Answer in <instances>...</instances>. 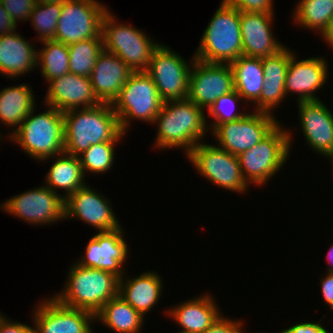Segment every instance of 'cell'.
<instances>
[{
    "instance_id": "obj_1",
    "label": "cell",
    "mask_w": 333,
    "mask_h": 333,
    "mask_svg": "<svg viewBox=\"0 0 333 333\" xmlns=\"http://www.w3.org/2000/svg\"><path fill=\"white\" fill-rule=\"evenodd\" d=\"M204 110L188 98L163 102L153 122L158 127L155 147L161 150L182 148L187 156L208 133Z\"/></svg>"
},
{
    "instance_id": "obj_2",
    "label": "cell",
    "mask_w": 333,
    "mask_h": 333,
    "mask_svg": "<svg viewBox=\"0 0 333 333\" xmlns=\"http://www.w3.org/2000/svg\"><path fill=\"white\" fill-rule=\"evenodd\" d=\"M63 119L64 152L70 155L79 156L91 145L119 142L125 136L110 103L63 112Z\"/></svg>"
},
{
    "instance_id": "obj_3",
    "label": "cell",
    "mask_w": 333,
    "mask_h": 333,
    "mask_svg": "<svg viewBox=\"0 0 333 333\" xmlns=\"http://www.w3.org/2000/svg\"><path fill=\"white\" fill-rule=\"evenodd\" d=\"M119 280L110 272L74 263L65 286L52 297L65 306L96 314L105 303L119 295Z\"/></svg>"
},
{
    "instance_id": "obj_4",
    "label": "cell",
    "mask_w": 333,
    "mask_h": 333,
    "mask_svg": "<svg viewBox=\"0 0 333 333\" xmlns=\"http://www.w3.org/2000/svg\"><path fill=\"white\" fill-rule=\"evenodd\" d=\"M45 106L48 109L38 114H34V108L9 137L28 156L43 162L64 152L63 112Z\"/></svg>"
},
{
    "instance_id": "obj_5",
    "label": "cell",
    "mask_w": 333,
    "mask_h": 333,
    "mask_svg": "<svg viewBox=\"0 0 333 333\" xmlns=\"http://www.w3.org/2000/svg\"><path fill=\"white\" fill-rule=\"evenodd\" d=\"M193 54L208 63H231L242 55L240 11L221 0Z\"/></svg>"
},
{
    "instance_id": "obj_6",
    "label": "cell",
    "mask_w": 333,
    "mask_h": 333,
    "mask_svg": "<svg viewBox=\"0 0 333 333\" xmlns=\"http://www.w3.org/2000/svg\"><path fill=\"white\" fill-rule=\"evenodd\" d=\"M280 123L258 144L238 155L240 169L247 184L263 186L284 166L291 152L290 129Z\"/></svg>"
},
{
    "instance_id": "obj_7",
    "label": "cell",
    "mask_w": 333,
    "mask_h": 333,
    "mask_svg": "<svg viewBox=\"0 0 333 333\" xmlns=\"http://www.w3.org/2000/svg\"><path fill=\"white\" fill-rule=\"evenodd\" d=\"M117 22L110 10L104 14L101 32L104 50L118 56L133 72L146 71L160 43L135 26Z\"/></svg>"
},
{
    "instance_id": "obj_8",
    "label": "cell",
    "mask_w": 333,
    "mask_h": 333,
    "mask_svg": "<svg viewBox=\"0 0 333 333\" xmlns=\"http://www.w3.org/2000/svg\"><path fill=\"white\" fill-rule=\"evenodd\" d=\"M163 101L152 78L145 71L132 72L122 87L119 96L113 101L121 131L125 134L131 127V119L141 122H154Z\"/></svg>"
},
{
    "instance_id": "obj_9",
    "label": "cell",
    "mask_w": 333,
    "mask_h": 333,
    "mask_svg": "<svg viewBox=\"0 0 333 333\" xmlns=\"http://www.w3.org/2000/svg\"><path fill=\"white\" fill-rule=\"evenodd\" d=\"M200 176L222 189L239 194L248 191L249 186L244 180L237 155L230 154L215 145L198 143L187 158Z\"/></svg>"
},
{
    "instance_id": "obj_10",
    "label": "cell",
    "mask_w": 333,
    "mask_h": 333,
    "mask_svg": "<svg viewBox=\"0 0 333 333\" xmlns=\"http://www.w3.org/2000/svg\"><path fill=\"white\" fill-rule=\"evenodd\" d=\"M195 60L188 62L169 46L160 44L154 51L146 73L152 78L163 102L188 97L189 73Z\"/></svg>"
},
{
    "instance_id": "obj_11",
    "label": "cell",
    "mask_w": 333,
    "mask_h": 333,
    "mask_svg": "<svg viewBox=\"0 0 333 333\" xmlns=\"http://www.w3.org/2000/svg\"><path fill=\"white\" fill-rule=\"evenodd\" d=\"M108 10L98 0L62 3L54 41L70 45L85 39L103 38L102 19Z\"/></svg>"
},
{
    "instance_id": "obj_12",
    "label": "cell",
    "mask_w": 333,
    "mask_h": 333,
    "mask_svg": "<svg viewBox=\"0 0 333 333\" xmlns=\"http://www.w3.org/2000/svg\"><path fill=\"white\" fill-rule=\"evenodd\" d=\"M65 199L46 185L12 196L0 207L14 217L33 224L49 225L65 220Z\"/></svg>"
},
{
    "instance_id": "obj_13",
    "label": "cell",
    "mask_w": 333,
    "mask_h": 333,
    "mask_svg": "<svg viewBox=\"0 0 333 333\" xmlns=\"http://www.w3.org/2000/svg\"><path fill=\"white\" fill-rule=\"evenodd\" d=\"M279 123L274 114L252 110L240 119L219 124L212 134L217 146L238 156L258 144Z\"/></svg>"
},
{
    "instance_id": "obj_14",
    "label": "cell",
    "mask_w": 333,
    "mask_h": 333,
    "mask_svg": "<svg viewBox=\"0 0 333 333\" xmlns=\"http://www.w3.org/2000/svg\"><path fill=\"white\" fill-rule=\"evenodd\" d=\"M234 90V74L229 63L194 60L189 73V100L208 110L217 98Z\"/></svg>"
},
{
    "instance_id": "obj_15",
    "label": "cell",
    "mask_w": 333,
    "mask_h": 333,
    "mask_svg": "<svg viewBox=\"0 0 333 333\" xmlns=\"http://www.w3.org/2000/svg\"><path fill=\"white\" fill-rule=\"evenodd\" d=\"M40 302L32 314L33 333H94L91 324L96 320L92 312L65 306L54 297Z\"/></svg>"
},
{
    "instance_id": "obj_16",
    "label": "cell",
    "mask_w": 333,
    "mask_h": 333,
    "mask_svg": "<svg viewBox=\"0 0 333 333\" xmlns=\"http://www.w3.org/2000/svg\"><path fill=\"white\" fill-rule=\"evenodd\" d=\"M123 227L112 231H101L89 239L84 255L76 264L110 272L119 278L125 273L124 265L128 260V245Z\"/></svg>"
},
{
    "instance_id": "obj_17",
    "label": "cell",
    "mask_w": 333,
    "mask_h": 333,
    "mask_svg": "<svg viewBox=\"0 0 333 333\" xmlns=\"http://www.w3.org/2000/svg\"><path fill=\"white\" fill-rule=\"evenodd\" d=\"M64 209L66 220L79 219L98 232L112 231L121 227L109 199L87 184L65 199Z\"/></svg>"
},
{
    "instance_id": "obj_18",
    "label": "cell",
    "mask_w": 333,
    "mask_h": 333,
    "mask_svg": "<svg viewBox=\"0 0 333 333\" xmlns=\"http://www.w3.org/2000/svg\"><path fill=\"white\" fill-rule=\"evenodd\" d=\"M307 145L325 158L333 156V113L319 100L297 101Z\"/></svg>"
},
{
    "instance_id": "obj_19",
    "label": "cell",
    "mask_w": 333,
    "mask_h": 333,
    "mask_svg": "<svg viewBox=\"0 0 333 333\" xmlns=\"http://www.w3.org/2000/svg\"><path fill=\"white\" fill-rule=\"evenodd\" d=\"M328 64L325 57H308L297 60L290 50V62L285 79V94H297L296 100H319L315 91L320 90L328 80ZM315 93V94H314Z\"/></svg>"
},
{
    "instance_id": "obj_20",
    "label": "cell",
    "mask_w": 333,
    "mask_h": 333,
    "mask_svg": "<svg viewBox=\"0 0 333 333\" xmlns=\"http://www.w3.org/2000/svg\"><path fill=\"white\" fill-rule=\"evenodd\" d=\"M43 103L60 112L96 107L101 102L95 96L90 77L67 73L50 80Z\"/></svg>"
},
{
    "instance_id": "obj_21",
    "label": "cell",
    "mask_w": 333,
    "mask_h": 333,
    "mask_svg": "<svg viewBox=\"0 0 333 333\" xmlns=\"http://www.w3.org/2000/svg\"><path fill=\"white\" fill-rule=\"evenodd\" d=\"M274 15L240 11L242 55L263 58L278 53L286 46L272 33Z\"/></svg>"
},
{
    "instance_id": "obj_22",
    "label": "cell",
    "mask_w": 333,
    "mask_h": 333,
    "mask_svg": "<svg viewBox=\"0 0 333 333\" xmlns=\"http://www.w3.org/2000/svg\"><path fill=\"white\" fill-rule=\"evenodd\" d=\"M132 72L118 56L103 49L90 75L95 96L101 103L112 104Z\"/></svg>"
},
{
    "instance_id": "obj_23",
    "label": "cell",
    "mask_w": 333,
    "mask_h": 333,
    "mask_svg": "<svg viewBox=\"0 0 333 333\" xmlns=\"http://www.w3.org/2000/svg\"><path fill=\"white\" fill-rule=\"evenodd\" d=\"M210 293L175 305L166 310L168 316L181 327L183 332L203 333L221 316L220 308Z\"/></svg>"
},
{
    "instance_id": "obj_24",
    "label": "cell",
    "mask_w": 333,
    "mask_h": 333,
    "mask_svg": "<svg viewBox=\"0 0 333 333\" xmlns=\"http://www.w3.org/2000/svg\"><path fill=\"white\" fill-rule=\"evenodd\" d=\"M290 62V49L284 47L278 53L261 58L264 72L263 88L259 97V112L272 114L285 100V79Z\"/></svg>"
},
{
    "instance_id": "obj_25",
    "label": "cell",
    "mask_w": 333,
    "mask_h": 333,
    "mask_svg": "<svg viewBox=\"0 0 333 333\" xmlns=\"http://www.w3.org/2000/svg\"><path fill=\"white\" fill-rule=\"evenodd\" d=\"M30 41L14 31L0 36V75L17 78L37 66V49Z\"/></svg>"
},
{
    "instance_id": "obj_26",
    "label": "cell",
    "mask_w": 333,
    "mask_h": 333,
    "mask_svg": "<svg viewBox=\"0 0 333 333\" xmlns=\"http://www.w3.org/2000/svg\"><path fill=\"white\" fill-rule=\"evenodd\" d=\"M162 277L156 272H143L136 277L119 280V296L143 317L157 305L162 296Z\"/></svg>"
},
{
    "instance_id": "obj_27",
    "label": "cell",
    "mask_w": 333,
    "mask_h": 333,
    "mask_svg": "<svg viewBox=\"0 0 333 333\" xmlns=\"http://www.w3.org/2000/svg\"><path fill=\"white\" fill-rule=\"evenodd\" d=\"M234 74V87L247 103L255 106L259 111V97L264 83V72L261 58L239 56L230 63Z\"/></svg>"
},
{
    "instance_id": "obj_28",
    "label": "cell",
    "mask_w": 333,
    "mask_h": 333,
    "mask_svg": "<svg viewBox=\"0 0 333 333\" xmlns=\"http://www.w3.org/2000/svg\"><path fill=\"white\" fill-rule=\"evenodd\" d=\"M30 84L5 87L0 91V123L12 128L8 138L19 128L21 122L37 106Z\"/></svg>"
},
{
    "instance_id": "obj_29",
    "label": "cell",
    "mask_w": 333,
    "mask_h": 333,
    "mask_svg": "<svg viewBox=\"0 0 333 333\" xmlns=\"http://www.w3.org/2000/svg\"><path fill=\"white\" fill-rule=\"evenodd\" d=\"M53 158L55 159L54 163L49 168L45 177L46 181L44 182L55 193H58L57 189L65 191V194L62 195L66 199L70 194L86 185L81 161L78 156L70 155L66 152L60 153Z\"/></svg>"
},
{
    "instance_id": "obj_30",
    "label": "cell",
    "mask_w": 333,
    "mask_h": 333,
    "mask_svg": "<svg viewBox=\"0 0 333 333\" xmlns=\"http://www.w3.org/2000/svg\"><path fill=\"white\" fill-rule=\"evenodd\" d=\"M144 317L119 295L110 299L95 314L96 322L118 333H139ZM99 320V321H98Z\"/></svg>"
},
{
    "instance_id": "obj_31",
    "label": "cell",
    "mask_w": 333,
    "mask_h": 333,
    "mask_svg": "<svg viewBox=\"0 0 333 333\" xmlns=\"http://www.w3.org/2000/svg\"><path fill=\"white\" fill-rule=\"evenodd\" d=\"M292 17L298 26L323 36L333 17V0H299Z\"/></svg>"
},
{
    "instance_id": "obj_32",
    "label": "cell",
    "mask_w": 333,
    "mask_h": 333,
    "mask_svg": "<svg viewBox=\"0 0 333 333\" xmlns=\"http://www.w3.org/2000/svg\"><path fill=\"white\" fill-rule=\"evenodd\" d=\"M41 50L37 51V68L40 67L41 75L45 81L69 73L68 45L54 40H44Z\"/></svg>"
},
{
    "instance_id": "obj_33",
    "label": "cell",
    "mask_w": 333,
    "mask_h": 333,
    "mask_svg": "<svg viewBox=\"0 0 333 333\" xmlns=\"http://www.w3.org/2000/svg\"><path fill=\"white\" fill-rule=\"evenodd\" d=\"M103 49V38L85 39L68 45L69 72L90 77L97 57Z\"/></svg>"
},
{
    "instance_id": "obj_34",
    "label": "cell",
    "mask_w": 333,
    "mask_h": 333,
    "mask_svg": "<svg viewBox=\"0 0 333 333\" xmlns=\"http://www.w3.org/2000/svg\"><path fill=\"white\" fill-rule=\"evenodd\" d=\"M118 142H101L91 145L78 157L84 176L87 173L104 174L113 167L115 161V146Z\"/></svg>"
},
{
    "instance_id": "obj_35",
    "label": "cell",
    "mask_w": 333,
    "mask_h": 333,
    "mask_svg": "<svg viewBox=\"0 0 333 333\" xmlns=\"http://www.w3.org/2000/svg\"><path fill=\"white\" fill-rule=\"evenodd\" d=\"M61 12V3H36L29 17L31 25L39 33L36 41L54 40Z\"/></svg>"
},
{
    "instance_id": "obj_36",
    "label": "cell",
    "mask_w": 333,
    "mask_h": 333,
    "mask_svg": "<svg viewBox=\"0 0 333 333\" xmlns=\"http://www.w3.org/2000/svg\"><path fill=\"white\" fill-rule=\"evenodd\" d=\"M239 100L243 101L242 97L236 90L216 99L213 105L208 109V115L214 120L211 125L208 124V126L211 127L209 128L211 129L210 132H212L219 124L235 121L247 114V112L242 113L235 111L237 106L236 103H238Z\"/></svg>"
},
{
    "instance_id": "obj_37",
    "label": "cell",
    "mask_w": 333,
    "mask_h": 333,
    "mask_svg": "<svg viewBox=\"0 0 333 333\" xmlns=\"http://www.w3.org/2000/svg\"><path fill=\"white\" fill-rule=\"evenodd\" d=\"M1 2L16 24L18 21H28L37 3L36 0H1Z\"/></svg>"
},
{
    "instance_id": "obj_38",
    "label": "cell",
    "mask_w": 333,
    "mask_h": 333,
    "mask_svg": "<svg viewBox=\"0 0 333 333\" xmlns=\"http://www.w3.org/2000/svg\"><path fill=\"white\" fill-rule=\"evenodd\" d=\"M242 12L274 13V0H223Z\"/></svg>"
},
{
    "instance_id": "obj_39",
    "label": "cell",
    "mask_w": 333,
    "mask_h": 333,
    "mask_svg": "<svg viewBox=\"0 0 333 333\" xmlns=\"http://www.w3.org/2000/svg\"><path fill=\"white\" fill-rule=\"evenodd\" d=\"M221 315L216 322H214L205 332L203 333H244L243 332V321L232 320L229 317Z\"/></svg>"
},
{
    "instance_id": "obj_40",
    "label": "cell",
    "mask_w": 333,
    "mask_h": 333,
    "mask_svg": "<svg viewBox=\"0 0 333 333\" xmlns=\"http://www.w3.org/2000/svg\"><path fill=\"white\" fill-rule=\"evenodd\" d=\"M323 319H320V323H314V322H301L297 323L295 325H292L289 328L284 329L281 332L278 333H328L329 330H326L325 327L321 325V321Z\"/></svg>"
},
{
    "instance_id": "obj_41",
    "label": "cell",
    "mask_w": 333,
    "mask_h": 333,
    "mask_svg": "<svg viewBox=\"0 0 333 333\" xmlns=\"http://www.w3.org/2000/svg\"><path fill=\"white\" fill-rule=\"evenodd\" d=\"M0 333H33V326L12 321L3 314L0 318Z\"/></svg>"
},
{
    "instance_id": "obj_42",
    "label": "cell",
    "mask_w": 333,
    "mask_h": 333,
    "mask_svg": "<svg viewBox=\"0 0 333 333\" xmlns=\"http://www.w3.org/2000/svg\"><path fill=\"white\" fill-rule=\"evenodd\" d=\"M321 294L330 309H333V273L326 272L320 280Z\"/></svg>"
},
{
    "instance_id": "obj_43",
    "label": "cell",
    "mask_w": 333,
    "mask_h": 333,
    "mask_svg": "<svg viewBox=\"0 0 333 333\" xmlns=\"http://www.w3.org/2000/svg\"><path fill=\"white\" fill-rule=\"evenodd\" d=\"M17 24L13 21L12 17L5 10L0 0V36L11 34L17 28Z\"/></svg>"
},
{
    "instance_id": "obj_44",
    "label": "cell",
    "mask_w": 333,
    "mask_h": 333,
    "mask_svg": "<svg viewBox=\"0 0 333 333\" xmlns=\"http://www.w3.org/2000/svg\"><path fill=\"white\" fill-rule=\"evenodd\" d=\"M321 38L325 40V42L327 43V45H329V47L333 48V17L328 30L323 36H321Z\"/></svg>"
},
{
    "instance_id": "obj_45",
    "label": "cell",
    "mask_w": 333,
    "mask_h": 333,
    "mask_svg": "<svg viewBox=\"0 0 333 333\" xmlns=\"http://www.w3.org/2000/svg\"><path fill=\"white\" fill-rule=\"evenodd\" d=\"M326 259L328 260V263H330V266L326 269V272L333 273V244L329 247Z\"/></svg>"
},
{
    "instance_id": "obj_46",
    "label": "cell",
    "mask_w": 333,
    "mask_h": 333,
    "mask_svg": "<svg viewBox=\"0 0 333 333\" xmlns=\"http://www.w3.org/2000/svg\"><path fill=\"white\" fill-rule=\"evenodd\" d=\"M72 0H36L37 3H64Z\"/></svg>"
},
{
    "instance_id": "obj_47",
    "label": "cell",
    "mask_w": 333,
    "mask_h": 333,
    "mask_svg": "<svg viewBox=\"0 0 333 333\" xmlns=\"http://www.w3.org/2000/svg\"><path fill=\"white\" fill-rule=\"evenodd\" d=\"M327 158H329L332 161L331 165H332V173H333V156H330V157H327Z\"/></svg>"
},
{
    "instance_id": "obj_48",
    "label": "cell",
    "mask_w": 333,
    "mask_h": 333,
    "mask_svg": "<svg viewBox=\"0 0 333 333\" xmlns=\"http://www.w3.org/2000/svg\"><path fill=\"white\" fill-rule=\"evenodd\" d=\"M177 333H189V332H183V331H179V330H178V332H177Z\"/></svg>"
},
{
    "instance_id": "obj_49",
    "label": "cell",
    "mask_w": 333,
    "mask_h": 333,
    "mask_svg": "<svg viewBox=\"0 0 333 333\" xmlns=\"http://www.w3.org/2000/svg\"><path fill=\"white\" fill-rule=\"evenodd\" d=\"M0 133H2V131L0 132ZM3 138H2V135L0 134V141L2 140ZM1 143V142H0Z\"/></svg>"
}]
</instances>
